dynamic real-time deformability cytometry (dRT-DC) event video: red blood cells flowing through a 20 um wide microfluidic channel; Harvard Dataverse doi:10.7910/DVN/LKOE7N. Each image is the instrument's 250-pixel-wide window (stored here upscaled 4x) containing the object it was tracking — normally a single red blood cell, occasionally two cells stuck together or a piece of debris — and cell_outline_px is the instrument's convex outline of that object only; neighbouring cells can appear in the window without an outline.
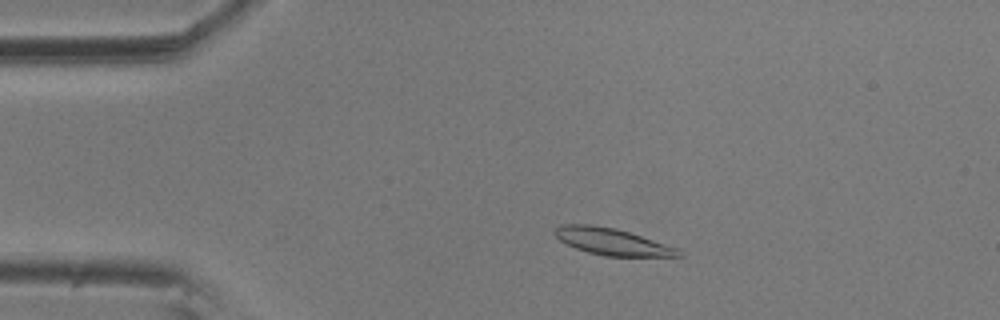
{"species": "common noctule bat (a hibernating species)", "species_latin": "Nyctalus noctula", "temperature_condition": "room temperature", "stored_images_in_passage": 5, "camera_frame_rate_fps": 3000, "um_per_image_px": 0.085, "animal": {"sex": "male", "body_mass_g": 20.5, "forearm_length_mm": 52.5}, "frame": {"image": 1, "passage_image": 2, "time_ms": 0.333, "image_size_px": [1000, 320], "cell_outline_px": [[684, 256], [604, 256], [588, 252], [576, 248], [560, 240], [552, 232], [560, 224], [592, 224], [616, 228], [676, 248]], "centroid_in_image_um": [51.95, 20.53], "position_along_channel_um": 33.0, "area_um2": 18.96}}
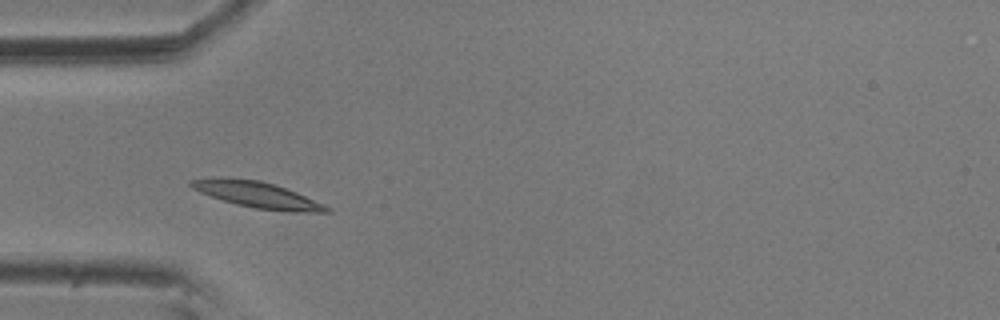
{"frame": {"image": 2, "passage_image": 4, "time_ms": 1.0, "image_size_px": [1000, 320], "cell_outline_px": [[332, 212], [292, 212], [256, 208], [236, 204], [200, 192], [192, 188], [188, 184], [188, 180], [220, 176], [260, 180], [296, 192], [324, 204], [332, 208]], "centroid_in_image_um": [21.85, 16.54], "position_along_channel_um": 63.2, "area_um2": 20.58}}
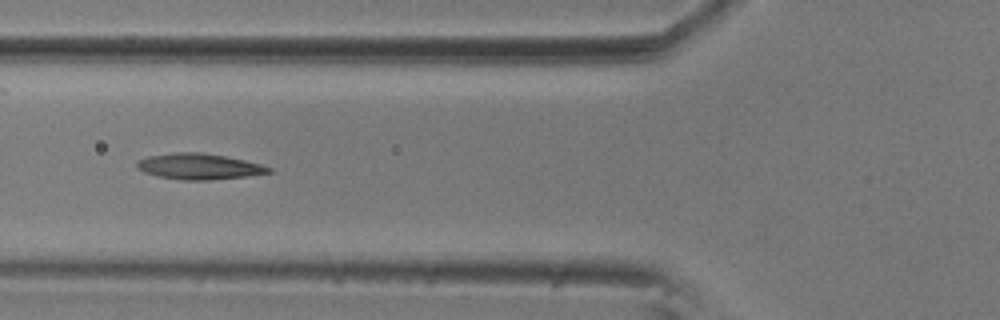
{"frame": {"image": 3, "passage_image": 5, "time_ms": 1.333, "image_size_px": [1000, 320], "cell_outline_px": [[272, 172], [244, 176], [208, 180], [180, 180], [160, 176], [144, 172], [136, 168], [136, 160], [148, 156], [172, 152], [200, 152], [224, 156], [244, 160], [260, 164], [272, 168]], "centroid_in_image_um": [16.86, 14.14], "position_along_channel_um": 108.9, "area_um2": 19.77}}